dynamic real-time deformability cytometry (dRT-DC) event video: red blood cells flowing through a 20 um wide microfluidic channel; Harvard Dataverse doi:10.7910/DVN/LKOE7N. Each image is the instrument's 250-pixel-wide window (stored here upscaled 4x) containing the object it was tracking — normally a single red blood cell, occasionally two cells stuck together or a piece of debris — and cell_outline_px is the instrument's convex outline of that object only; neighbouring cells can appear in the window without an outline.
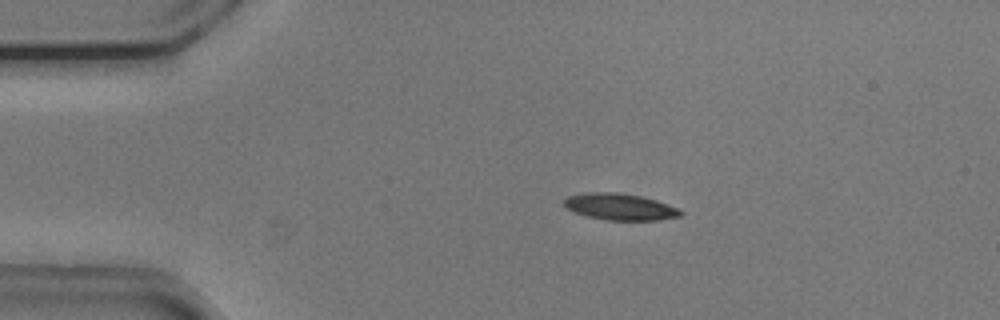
{"species": "common noctule bat (a hibernating species)", "species_latin": "Nyctalus noctula", "temperature_condition": "cold", "stored_images_in_passage": 50, "camera_frame_rate_fps": 3000, "um_per_image_px": 0.085, "animal": {"sex": "male", "body_mass_g": 20.5, "forearm_length_mm": 52.5}, "frame": {"image": 1, "passage_image": 7, "time_ms": 2.0, "image_size_px": [1000, 320], "cell_outline_px": [[684, 216], [660, 220], [608, 220], [588, 216], [572, 212], [564, 204], [564, 200], [568, 196], [588, 192], [616, 192], [640, 196], [656, 200], [680, 208], [684, 212]], "centroid_in_image_um": [52.76, 17.58], "position_along_channel_um": 32.2, "area_um2": 18.15}}
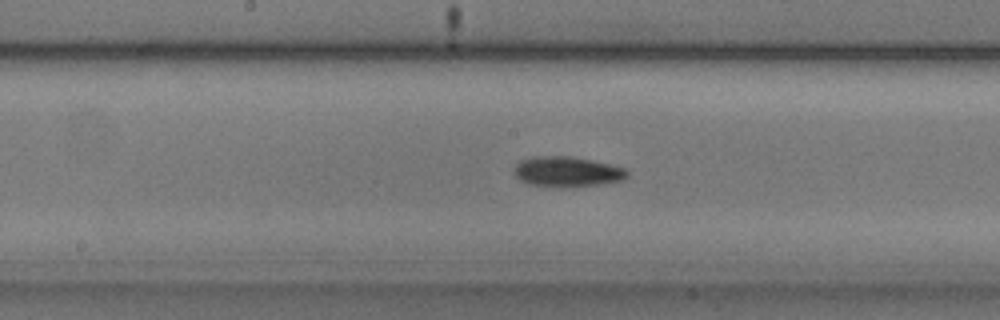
{"frame": {"image": 2, "passage_image": 24, "time_ms": 7.667, "image_size_px": [1000, 320], "cell_outline_px": [[628, 176], [624, 180], [596, 184], [560, 188], [528, 184], [520, 180], [516, 176], [516, 164], [520, 160], [532, 156], [572, 156], [592, 160], [624, 168], [628, 172]], "centroid_in_image_um": [48.19, 14.59], "position_along_channel_um": 200.0, "area_um2": 19.88}}
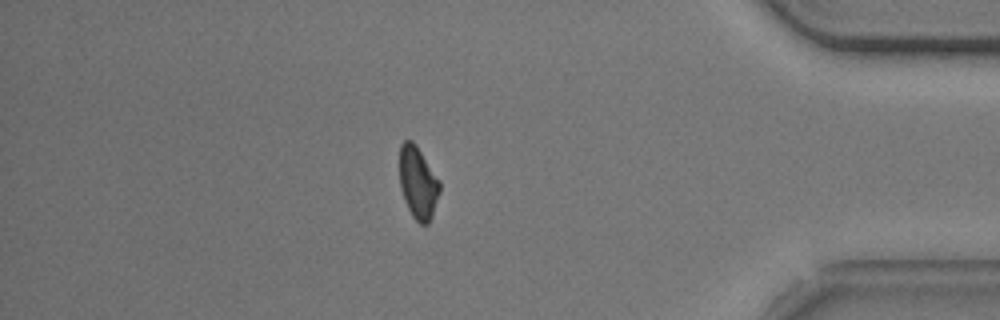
{"frame": {"image": 3, "passage_image": 43, "time_ms": 14.0, "image_size_px": [1000, 320], "cell_outline_px": [[440, 192], [432, 216], [428, 224], [420, 224], [412, 216], [404, 200], [400, 188], [400, 144], [404, 140], [412, 140], [416, 144], [440, 180]], "centroid_in_image_um": [35.53, 15.52], "position_along_channel_um": 399.7, "area_um2": 17.05}, "authors_computed_cell_mechanics": {"area_um2": 18.207, "velocity_mm_per_s": 3.728, "shape_relaxation_time_tau1_ms": 3.6015, "shape_relaxation_time_tau2_ms": 9.4209, "deformation_change_tau1": 0.1228, "deformation_change_tau2": 0.1608}}